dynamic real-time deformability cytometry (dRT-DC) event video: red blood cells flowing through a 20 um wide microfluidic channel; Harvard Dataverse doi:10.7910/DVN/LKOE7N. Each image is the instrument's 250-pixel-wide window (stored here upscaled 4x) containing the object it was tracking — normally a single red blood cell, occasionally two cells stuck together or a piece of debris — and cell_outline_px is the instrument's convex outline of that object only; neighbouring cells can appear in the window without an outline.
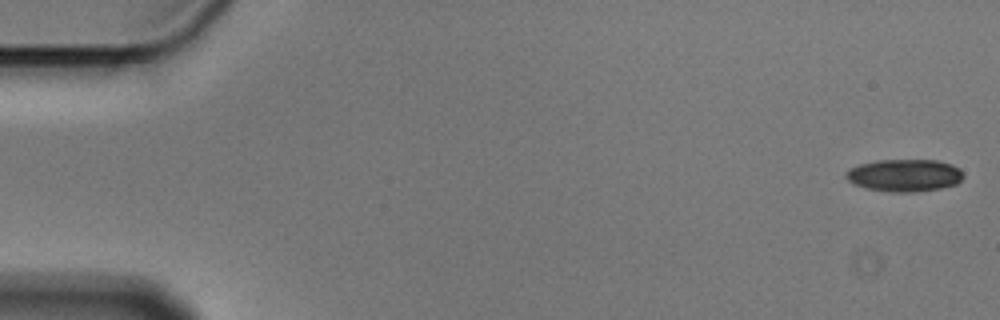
{"species": "Egyptian fruit bat (a non-hibernating species)", "species_latin": "Rousettus aegyptiacus", "temperature_condition": "cold", "stored_images_in_passage": 4, "camera_frame_rate_fps": 3000, "um_per_image_px": 0.085, "animal": {"sex": "male"}, "frame": {"image": 1, "passage_image": 1, "time_ms": 0.0, "image_size_px": [1000, 320], "cell_outline_px": [[964, 176], [956, 184], [940, 188], [912, 192], [888, 192], [864, 188], [852, 184], [844, 176], [844, 172], [860, 164], [876, 160], [936, 160], [952, 164], [960, 168], [964, 172]], "centroid_in_image_um": [76.87, 14.9], "position_along_channel_um": 8.1, "area_um2": 22.37}}
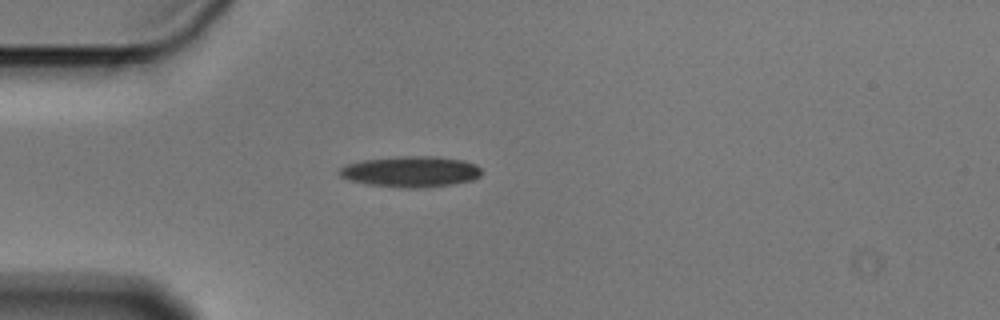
{"frame": {"image": 2, "passage_image": 4, "time_ms": 1.0, "image_size_px": [1000, 320], "cell_outline_px": [[480, 176], [472, 180], [452, 184], [424, 188], [400, 188], [364, 184], [340, 176], [336, 172], [344, 164], [364, 160], [400, 156], [436, 156], [464, 160], [476, 164], [480, 168]], "centroid_in_image_um": [34.89, 14.59], "position_along_channel_um": 50.1, "area_um2": 25.84}}